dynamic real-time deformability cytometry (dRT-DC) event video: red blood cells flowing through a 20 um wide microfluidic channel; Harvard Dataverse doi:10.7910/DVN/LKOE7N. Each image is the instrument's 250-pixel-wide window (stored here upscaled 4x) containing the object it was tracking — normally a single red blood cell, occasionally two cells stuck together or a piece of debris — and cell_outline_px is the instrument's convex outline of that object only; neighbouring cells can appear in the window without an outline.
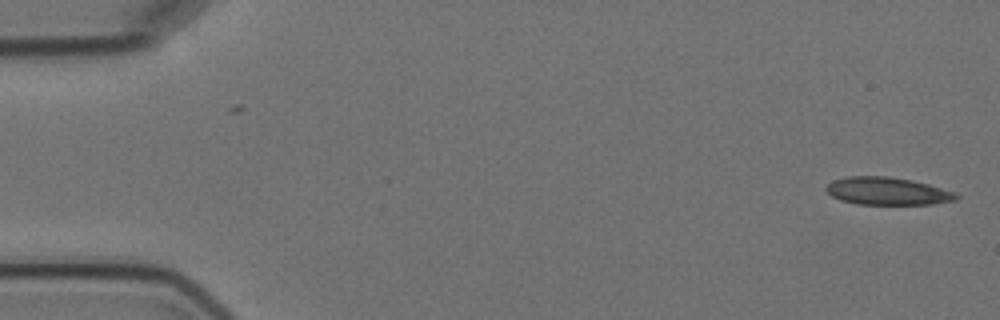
{"species": "Egyptian fruit bat (a non-hibernating species)", "species_latin": "Rousettus aegyptiacus", "temperature_condition": "cold", "stored_images_in_passage": 2, "camera_frame_rate_fps": 3000, "um_per_image_px": 0.085, "animal": {"sex": "female"}, "frame": {"image": 1, "passage_image": 2, "time_ms": 1.333, "image_size_px": [1000, 320], "cell_outline_px": [[960, 196], [956, 200], [932, 204], [856, 204], [840, 200], [832, 196], [824, 188], [832, 180], [848, 176], [888, 176], [912, 180], [928, 184], [952, 192]], "centroid_in_image_um": [75.38, 16.24], "position_along_channel_um": 9.6, "area_um2": 20.87}}